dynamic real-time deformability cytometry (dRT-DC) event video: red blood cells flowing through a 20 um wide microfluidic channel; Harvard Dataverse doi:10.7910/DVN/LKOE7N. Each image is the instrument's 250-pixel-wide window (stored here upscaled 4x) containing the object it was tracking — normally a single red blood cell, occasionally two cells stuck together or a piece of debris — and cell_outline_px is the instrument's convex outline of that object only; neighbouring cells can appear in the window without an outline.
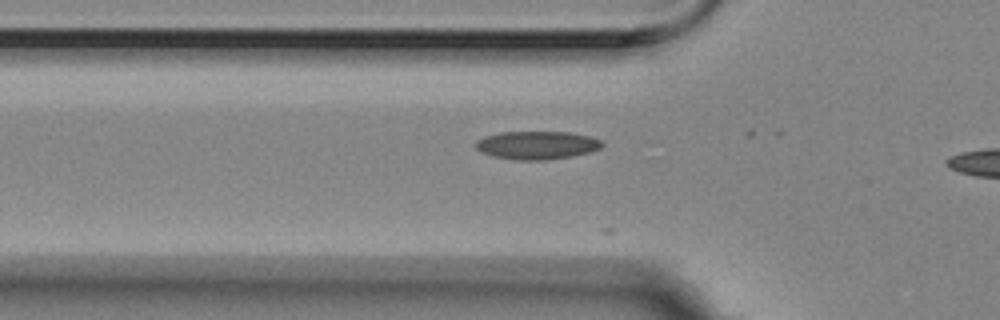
{"species": "Egyptian fruit bat (a non-hibernating species)", "species_latin": "Rousettus aegyptiacus", "temperature_condition": "room temperature", "stored_images_in_passage": 17, "camera_frame_rate_fps": 3000, "um_per_image_px": 0.085, "animal": {"sex": "female"}, "frame": {"image": 1, "passage_image": 12, "time_ms": 3.667, "image_size_px": [1000, 320], "cell_outline_px": [[604, 144], [600, 148], [592, 152], [572, 156], [544, 160], [520, 160], [492, 156], [480, 152], [472, 144], [476, 140], [484, 136], [500, 132], [572, 132], [592, 136], [600, 140]], "centroid_in_image_um": [45.63, 12.33], "position_along_channel_um": 80.2, "area_um2": 21.04}}
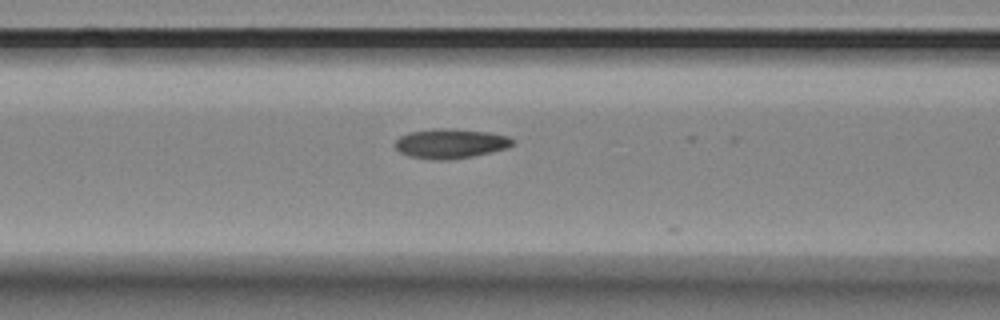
{"frame": {"image": 2, "passage_image": 16, "time_ms": 5.0, "image_size_px": [1000, 320], "cell_outline_px": [[516, 140], [508, 148], [492, 152], [472, 156], [448, 160], [432, 160], [408, 156], [400, 152], [392, 144], [400, 136], [408, 132], [432, 128], [448, 128], [488, 132], [508, 136]], "centroid_in_image_um": [38.26, 12.2], "position_along_channel_um": 128.3, "area_um2": 20.58}}